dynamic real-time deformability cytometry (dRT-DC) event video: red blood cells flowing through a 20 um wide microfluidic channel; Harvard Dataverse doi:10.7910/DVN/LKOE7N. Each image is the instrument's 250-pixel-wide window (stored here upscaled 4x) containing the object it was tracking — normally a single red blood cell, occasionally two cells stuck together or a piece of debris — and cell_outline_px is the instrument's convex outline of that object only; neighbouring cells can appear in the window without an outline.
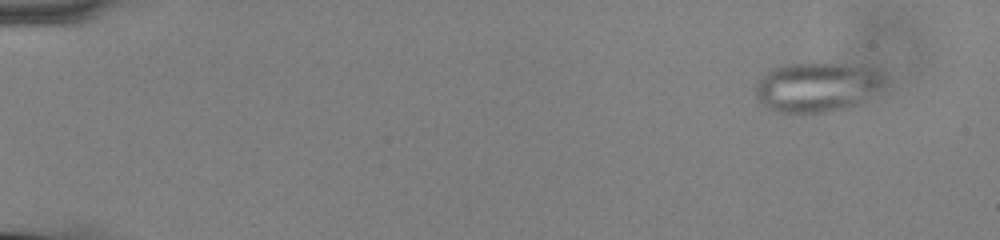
{"species": "common noctule bat (a hibernating species)", "species_latin": "Nyctalus noctula", "temperature_condition": "cold", "stored_images_in_passage": 57, "camera_frame_rate_fps": 3000, "um_per_image_px": 0.085, "animal": {"sex": "male", "body_mass_g": 13.0, "forearm_length_mm": 53.1}, "frame": {"image": 1, "passage_image": 5, "time_ms": 1.333, "image_size_px": [1000, 240], "cell_outline_px": [[884, 80], [860, 104], [828, 112], [780, 112], [768, 108], [756, 96], [756, 84], [772, 68], [784, 64], [848, 64], [868, 68], [880, 72], [884, 76]], "centroid_in_image_um": [69.4, 7.4], "position_along_channel_um": 15.6, "area_um2": 36.3}}
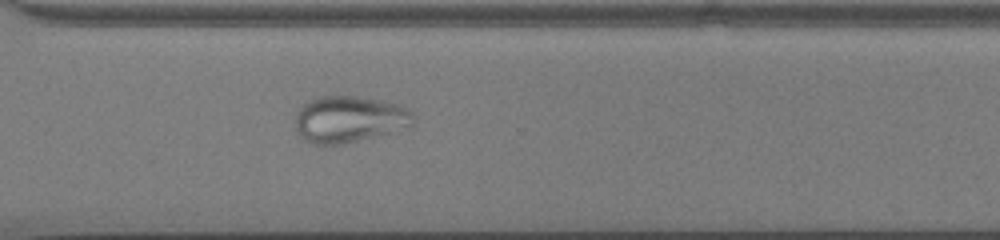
{"frame": {"image": 2, "passage_image": 43, "time_ms": 14.0, "image_size_px": [1000, 240], "cell_outline_px": [[416, 116], [412, 124], [388, 132], [344, 144], [308, 144], [300, 136], [296, 128], [296, 112], [304, 100], [320, 96], [356, 96], [380, 100], [408, 108]], "centroid_in_image_um": [29.61, 10.12], "position_along_channel_um": 341.0, "area_um2": 31.96}}
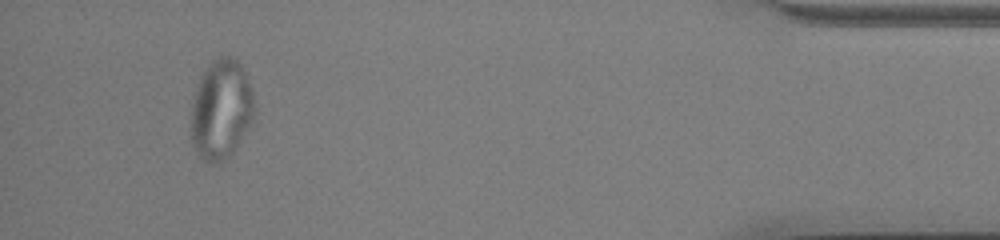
{"frame": {"image": 3, "passage_image": 54, "time_ms": 17.667, "image_size_px": [1000, 240], "cell_outline_px": [[252, 120], [248, 128], [236, 148], [224, 160], [216, 164], [208, 164], [200, 160], [192, 144], [192, 104], [196, 88], [200, 76], [208, 64], [212, 60], [220, 56], [232, 56], [240, 64], [248, 80], [252, 92]], "centroid_in_image_um": [18.76, 9.33], "position_along_channel_um": 416.4, "area_um2": 36.59}}